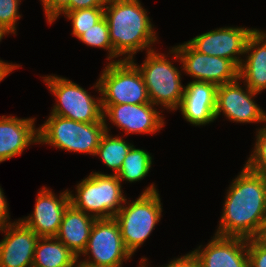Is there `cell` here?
Instances as JSON below:
<instances>
[{
    "instance_id": "1",
    "label": "cell",
    "mask_w": 266,
    "mask_h": 267,
    "mask_svg": "<svg viewBox=\"0 0 266 267\" xmlns=\"http://www.w3.org/2000/svg\"><path fill=\"white\" fill-rule=\"evenodd\" d=\"M226 191L215 234L253 239L266 218V178L244 164Z\"/></svg>"
},
{
    "instance_id": "2",
    "label": "cell",
    "mask_w": 266,
    "mask_h": 267,
    "mask_svg": "<svg viewBox=\"0 0 266 267\" xmlns=\"http://www.w3.org/2000/svg\"><path fill=\"white\" fill-rule=\"evenodd\" d=\"M104 17L109 26L115 62L131 60L139 51L154 50L152 46L158 42V35L140 0H108Z\"/></svg>"
},
{
    "instance_id": "3",
    "label": "cell",
    "mask_w": 266,
    "mask_h": 267,
    "mask_svg": "<svg viewBox=\"0 0 266 267\" xmlns=\"http://www.w3.org/2000/svg\"><path fill=\"white\" fill-rule=\"evenodd\" d=\"M169 57L177 61V51L174 47L169 49L168 54L159 53L155 48L146 52L145 60L140 65L135 63L134 58L130 61L140 71L151 103L173 112L181 104L185 85L181 82L183 69L179 70L174 66Z\"/></svg>"
},
{
    "instance_id": "4",
    "label": "cell",
    "mask_w": 266,
    "mask_h": 267,
    "mask_svg": "<svg viewBox=\"0 0 266 267\" xmlns=\"http://www.w3.org/2000/svg\"><path fill=\"white\" fill-rule=\"evenodd\" d=\"M155 183L143 189L135 200H127L114 219L118 222L125 247L134 255L150 237L162 216V203Z\"/></svg>"
},
{
    "instance_id": "5",
    "label": "cell",
    "mask_w": 266,
    "mask_h": 267,
    "mask_svg": "<svg viewBox=\"0 0 266 267\" xmlns=\"http://www.w3.org/2000/svg\"><path fill=\"white\" fill-rule=\"evenodd\" d=\"M75 189V194L69 191L70 203L96 219L114 218L126 199L117 175L101 171H92Z\"/></svg>"
},
{
    "instance_id": "6",
    "label": "cell",
    "mask_w": 266,
    "mask_h": 267,
    "mask_svg": "<svg viewBox=\"0 0 266 267\" xmlns=\"http://www.w3.org/2000/svg\"><path fill=\"white\" fill-rule=\"evenodd\" d=\"M38 128V145L95 156L105 122L83 123L50 114Z\"/></svg>"
},
{
    "instance_id": "7",
    "label": "cell",
    "mask_w": 266,
    "mask_h": 267,
    "mask_svg": "<svg viewBox=\"0 0 266 267\" xmlns=\"http://www.w3.org/2000/svg\"><path fill=\"white\" fill-rule=\"evenodd\" d=\"M92 88L102 105L150 103L147 87L138 68L130 60L107 63Z\"/></svg>"
},
{
    "instance_id": "8",
    "label": "cell",
    "mask_w": 266,
    "mask_h": 267,
    "mask_svg": "<svg viewBox=\"0 0 266 267\" xmlns=\"http://www.w3.org/2000/svg\"><path fill=\"white\" fill-rule=\"evenodd\" d=\"M42 79L56 99L50 114L83 123L104 122L99 95L94 97L80 85L59 75L42 76Z\"/></svg>"
},
{
    "instance_id": "9",
    "label": "cell",
    "mask_w": 266,
    "mask_h": 267,
    "mask_svg": "<svg viewBox=\"0 0 266 267\" xmlns=\"http://www.w3.org/2000/svg\"><path fill=\"white\" fill-rule=\"evenodd\" d=\"M78 259L83 267H122L123 262L132 259L125 247L118 222L114 219H96L87 247Z\"/></svg>"
},
{
    "instance_id": "10",
    "label": "cell",
    "mask_w": 266,
    "mask_h": 267,
    "mask_svg": "<svg viewBox=\"0 0 266 267\" xmlns=\"http://www.w3.org/2000/svg\"><path fill=\"white\" fill-rule=\"evenodd\" d=\"M177 51V62L183 72L201 81L220 86L239 78V68L229 59L207 55L196 51L187 41L173 46Z\"/></svg>"
},
{
    "instance_id": "11",
    "label": "cell",
    "mask_w": 266,
    "mask_h": 267,
    "mask_svg": "<svg viewBox=\"0 0 266 267\" xmlns=\"http://www.w3.org/2000/svg\"><path fill=\"white\" fill-rule=\"evenodd\" d=\"M238 78L236 81L217 86L215 117L221 113L226 120L236 123H266V111L254 100L259 93L253 92Z\"/></svg>"
},
{
    "instance_id": "12",
    "label": "cell",
    "mask_w": 266,
    "mask_h": 267,
    "mask_svg": "<svg viewBox=\"0 0 266 267\" xmlns=\"http://www.w3.org/2000/svg\"><path fill=\"white\" fill-rule=\"evenodd\" d=\"M255 29L226 26L199 34L187 42L196 51L229 59L239 68L244 58L247 40Z\"/></svg>"
},
{
    "instance_id": "13",
    "label": "cell",
    "mask_w": 266,
    "mask_h": 267,
    "mask_svg": "<svg viewBox=\"0 0 266 267\" xmlns=\"http://www.w3.org/2000/svg\"><path fill=\"white\" fill-rule=\"evenodd\" d=\"M150 103L102 105L105 124L110 120L120 131L129 134H155L166 124L163 110ZM108 118V120H106Z\"/></svg>"
},
{
    "instance_id": "14",
    "label": "cell",
    "mask_w": 266,
    "mask_h": 267,
    "mask_svg": "<svg viewBox=\"0 0 266 267\" xmlns=\"http://www.w3.org/2000/svg\"><path fill=\"white\" fill-rule=\"evenodd\" d=\"M69 191L63 190L57 197L52 189L43 186L36 196L32 214L19 220L39 237H56L64 211L70 204Z\"/></svg>"
},
{
    "instance_id": "15",
    "label": "cell",
    "mask_w": 266,
    "mask_h": 267,
    "mask_svg": "<svg viewBox=\"0 0 266 267\" xmlns=\"http://www.w3.org/2000/svg\"><path fill=\"white\" fill-rule=\"evenodd\" d=\"M192 252L202 267H249L248 239L214 234L207 245Z\"/></svg>"
},
{
    "instance_id": "16",
    "label": "cell",
    "mask_w": 266,
    "mask_h": 267,
    "mask_svg": "<svg viewBox=\"0 0 266 267\" xmlns=\"http://www.w3.org/2000/svg\"><path fill=\"white\" fill-rule=\"evenodd\" d=\"M0 232V267H32L39 236L19 219Z\"/></svg>"
},
{
    "instance_id": "17",
    "label": "cell",
    "mask_w": 266,
    "mask_h": 267,
    "mask_svg": "<svg viewBox=\"0 0 266 267\" xmlns=\"http://www.w3.org/2000/svg\"><path fill=\"white\" fill-rule=\"evenodd\" d=\"M216 91L212 83L190 81L184 87L180 110L185 121L193 126H206L216 120Z\"/></svg>"
},
{
    "instance_id": "18",
    "label": "cell",
    "mask_w": 266,
    "mask_h": 267,
    "mask_svg": "<svg viewBox=\"0 0 266 267\" xmlns=\"http://www.w3.org/2000/svg\"><path fill=\"white\" fill-rule=\"evenodd\" d=\"M36 118L0 117V163L20 156L32 144H38Z\"/></svg>"
},
{
    "instance_id": "19",
    "label": "cell",
    "mask_w": 266,
    "mask_h": 267,
    "mask_svg": "<svg viewBox=\"0 0 266 267\" xmlns=\"http://www.w3.org/2000/svg\"><path fill=\"white\" fill-rule=\"evenodd\" d=\"M245 58L239 67V79L249 89L262 93L266 89V31L255 29L249 36Z\"/></svg>"
},
{
    "instance_id": "20",
    "label": "cell",
    "mask_w": 266,
    "mask_h": 267,
    "mask_svg": "<svg viewBox=\"0 0 266 267\" xmlns=\"http://www.w3.org/2000/svg\"><path fill=\"white\" fill-rule=\"evenodd\" d=\"M95 221V217L75 208L70 203L64 211L56 238L66 245L78 259H81Z\"/></svg>"
},
{
    "instance_id": "21",
    "label": "cell",
    "mask_w": 266,
    "mask_h": 267,
    "mask_svg": "<svg viewBox=\"0 0 266 267\" xmlns=\"http://www.w3.org/2000/svg\"><path fill=\"white\" fill-rule=\"evenodd\" d=\"M78 257L56 237H39L32 267H77Z\"/></svg>"
},
{
    "instance_id": "22",
    "label": "cell",
    "mask_w": 266,
    "mask_h": 267,
    "mask_svg": "<svg viewBox=\"0 0 266 267\" xmlns=\"http://www.w3.org/2000/svg\"><path fill=\"white\" fill-rule=\"evenodd\" d=\"M110 128L105 124L106 132L102 135L95 156H99L101 161L117 175L120 171L123 160L134 145L123 139V136L110 135Z\"/></svg>"
},
{
    "instance_id": "23",
    "label": "cell",
    "mask_w": 266,
    "mask_h": 267,
    "mask_svg": "<svg viewBox=\"0 0 266 267\" xmlns=\"http://www.w3.org/2000/svg\"><path fill=\"white\" fill-rule=\"evenodd\" d=\"M151 153L147 150L135 148L133 145L123 160L122 167L117 174L118 180L134 183L143 180L151 172L154 163Z\"/></svg>"
},
{
    "instance_id": "24",
    "label": "cell",
    "mask_w": 266,
    "mask_h": 267,
    "mask_svg": "<svg viewBox=\"0 0 266 267\" xmlns=\"http://www.w3.org/2000/svg\"><path fill=\"white\" fill-rule=\"evenodd\" d=\"M78 39L87 46L106 50L108 54L106 59L109 63L115 62V51L110 41L109 26L105 17L85 30Z\"/></svg>"
},
{
    "instance_id": "25",
    "label": "cell",
    "mask_w": 266,
    "mask_h": 267,
    "mask_svg": "<svg viewBox=\"0 0 266 267\" xmlns=\"http://www.w3.org/2000/svg\"><path fill=\"white\" fill-rule=\"evenodd\" d=\"M68 20H71L72 35L77 39L98 21L104 17V7L84 8L64 12Z\"/></svg>"
},
{
    "instance_id": "26",
    "label": "cell",
    "mask_w": 266,
    "mask_h": 267,
    "mask_svg": "<svg viewBox=\"0 0 266 267\" xmlns=\"http://www.w3.org/2000/svg\"><path fill=\"white\" fill-rule=\"evenodd\" d=\"M256 130L254 148L245 165L255 173L266 177V123Z\"/></svg>"
},
{
    "instance_id": "27",
    "label": "cell",
    "mask_w": 266,
    "mask_h": 267,
    "mask_svg": "<svg viewBox=\"0 0 266 267\" xmlns=\"http://www.w3.org/2000/svg\"><path fill=\"white\" fill-rule=\"evenodd\" d=\"M21 0H0V27L9 34H15L17 21L21 18L19 6Z\"/></svg>"
},
{
    "instance_id": "28",
    "label": "cell",
    "mask_w": 266,
    "mask_h": 267,
    "mask_svg": "<svg viewBox=\"0 0 266 267\" xmlns=\"http://www.w3.org/2000/svg\"><path fill=\"white\" fill-rule=\"evenodd\" d=\"M48 24L56 22L61 14L70 11V0H40Z\"/></svg>"
},
{
    "instance_id": "29",
    "label": "cell",
    "mask_w": 266,
    "mask_h": 267,
    "mask_svg": "<svg viewBox=\"0 0 266 267\" xmlns=\"http://www.w3.org/2000/svg\"><path fill=\"white\" fill-rule=\"evenodd\" d=\"M248 259L249 267H266V247L254 238L248 239Z\"/></svg>"
},
{
    "instance_id": "30",
    "label": "cell",
    "mask_w": 266,
    "mask_h": 267,
    "mask_svg": "<svg viewBox=\"0 0 266 267\" xmlns=\"http://www.w3.org/2000/svg\"><path fill=\"white\" fill-rule=\"evenodd\" d=\"M168 262V264H165V266L162 265L161 267H202L199 259L192 251L183 256L174 257L173 260L171 259V261Z\"/></svg>"
},
{
    "instance_id": "31",
    "label": "cell",
    "mask_w": 266,
    "mask_h": 267,
    "mask_svg": "<svg viewBox=\"0 0 266 267\" xmlns=\"http://www.w3.org/2000/svg\"><path fill=\"white\" fill-rule=\"evenodd\" d=\"M2 189L0 186V230L15 222L10 221L9 204Z\"/></svg>"
},
{
    "instance_id": "32",
    "label": "cell",
    "mask_w": 266,
    "mask_h": 267,
    "mask_svg": "<svg viewBox=\"0 0 266 267\" xmlns=\"http://www.w3.org/2000/svg\"><path fill=\"white\" fill-rule=\"evenodd\" d=\"M108 0H70V11L84 8L105 7Z\"/></svg>"
},
{
    "instance_id": "33",
    "label": "cell",
    "mask_w": 266,
    "mask_h": 267,
    "mask_svg": "<svg viewBox=\"0 0 266 267\" xmlns=\"http://www.w3.org/2000/svg\"><path fill=\"white\" fill-rule=\"evenodd\" d=\"M21 67L19 64L14 63H8V61L4 62L2 59H0V82L4 80L9 74L13 72V70L18 69Z\"/></svg>"
},
{
    "instance_id": "34",
    "label": "cell",
    "mask_w": 266,
    "mask_h": 267,
    "mask_svg": "<svg viewBox=\"0 0 266 267\" xmlns=\"http://www.w3.org/2000/svg\"><path fill=\"white\" fill-rule=\"evenodd\" d=\"M254 239L262 246L266 247V218L262 222L260 229Z\"/></svg>"
},
{
    "instance_id": "35",
    "label": "cell",
    "mask_w": 266,
    "mask_h": 267,
    "mask_svg": "<svg viewBox=\"0 0 266 267\" xmlns=\"http://www.w3.org/2000/svg\"><path fill=\"white\" fill-rule=\"evenodd\" d=\"M148 258L143 257L140 259L139 266L138 267H148Z\"/></svg>"
},
{
    "instance_id": "36",
    "label": "cell",
    "mask_w": 266,
    "mask_h": 267,
    "mask_svg": "<svg viewBox=\"0 0 266 267\" xmlns=\"http://www.w3.org/2000/svg\"><path fill=\"white\" fill-rule=\"evenodd\" d=\"M9 35V33L2 27H0V42L3 40V37Z\"/></svg>"
}]
</instances>
